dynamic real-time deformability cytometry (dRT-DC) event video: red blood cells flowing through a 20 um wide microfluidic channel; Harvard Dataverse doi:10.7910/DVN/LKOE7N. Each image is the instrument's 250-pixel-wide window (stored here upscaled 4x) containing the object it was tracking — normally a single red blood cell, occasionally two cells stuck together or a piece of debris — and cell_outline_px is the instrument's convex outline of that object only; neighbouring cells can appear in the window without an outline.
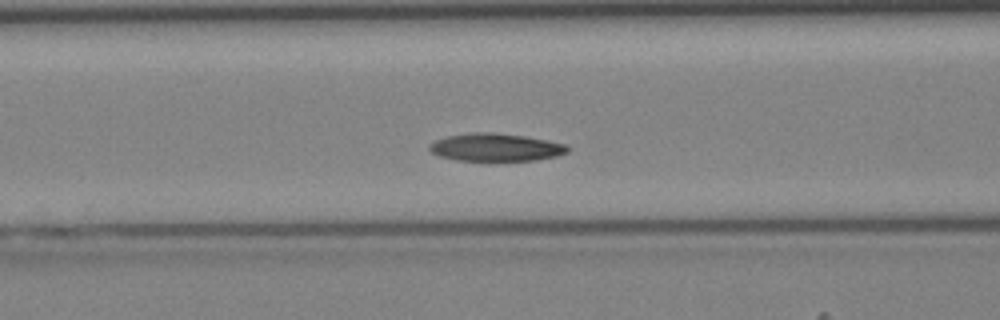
{"species": "Egyptian fruit bat (a non-hibernating species)", "species_latin": "Rousettus aegyptiacus", "temperature_condition": "cold", "stored_images_in_passage": 43, "camera_frame_rate_fps": 3000, "um_per_image_px": 0.085, "animal": {"sex": "female"}, "frame": {"image": 1, "passage_image": 16, "time_ms": 5.0, "image_size_px": [1000, 320], "cell_outline_px": [[568, 152], [556, 156], [536, 160], [456, 160], [440, 156], [432, 152], [428, 148], [428, 144], [436, 140], [448, 136], [468, 132], [492, 132], [524, 136], [548, 140], [564, 144], [568, 148]], "centroid_in_image_um": [42.11, 12.51], "position_along_channel_um": 124.5, "area_um2": 22.2}}
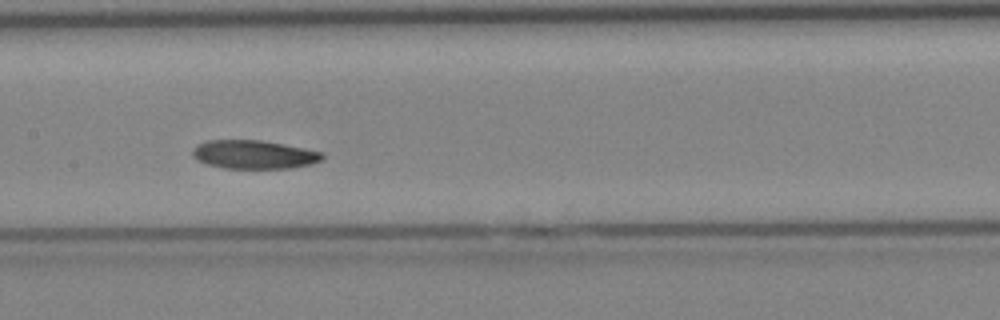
{"frame": {"image": 2, "passage_image": 20, "time_ms": 6.333, "image_size_px": [1000, 320], "cell_outline_px": [[324, 160], [312, 164], [292, 168], [224, 168], [208, 164], [196, 160], [192, 156], [192, 148], [208, 140], [260, 140], [304, 148], [324, 152]], "centroid_in_image_um": [21.61, 13.14], "position_along_channel_um": 185.8, "area_um2": 21.68}}
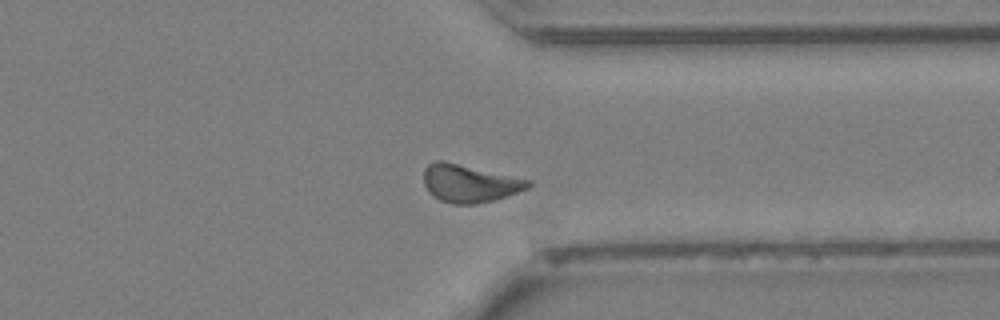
{"frame": {"image": 3, "passage_image": 32, "time_ms": 10.333, "image_size_px": [1000, 320], "cell_outline_px": [[532, 184], [528, 188], [492, 200], [476, 204], [452, 204], [440, 200], [432, 196], [428, 192], [424, 184], [424, 168], [428, 164], [436, 160], [444, 160], [532, 180]], "centroid_in_image_um": [39.87, 15.57], "position_along_channel_um": 371.5, "area_um2": 23.06}}